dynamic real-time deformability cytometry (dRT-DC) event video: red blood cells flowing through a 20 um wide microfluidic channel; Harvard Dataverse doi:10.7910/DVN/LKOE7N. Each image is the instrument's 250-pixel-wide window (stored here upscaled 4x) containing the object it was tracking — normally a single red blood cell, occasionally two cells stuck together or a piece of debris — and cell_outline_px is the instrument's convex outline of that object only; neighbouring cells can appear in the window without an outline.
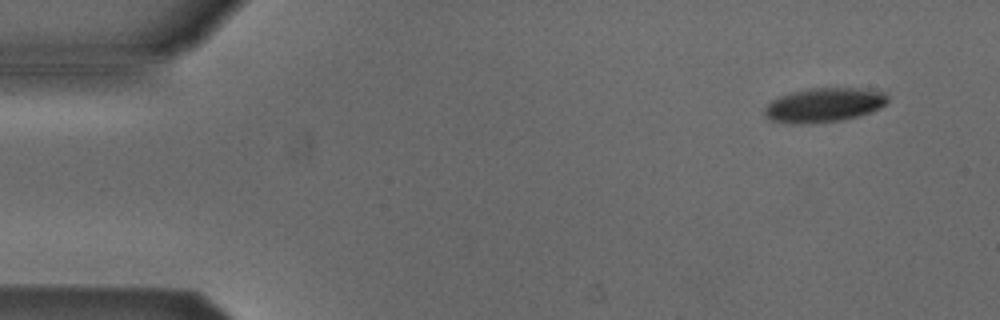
{"species": "Egyptian fruit bat (a non-hibernating species)", "species_latin": "Rousettus aegyptiacus", "temperature_condition": "cold", "stored_images_in_passage": 5, "camera_frame_rate_fps": 3000, "um_per_image_px": 0.085, "animal": {"sex": "male"}, "frame": {"image": 1, "passage_image": 1, "time_ms": 0.0, "image_size_px": [1000, 320], "cell_outline_px": [[888, 100], [880, 108], [872, 112], [840, 120], [808, 124], [792, 124], [772, 120], [764, 116], [764, 108], [772, 100], [780, 96], [792, 92], [808, 88], [860, 88], [884, 92], [888, 96]], "centroid_in_image_um": [70.03, 8.93], "position_along_channel_um": 15.0, "area_um2": 24.57}}
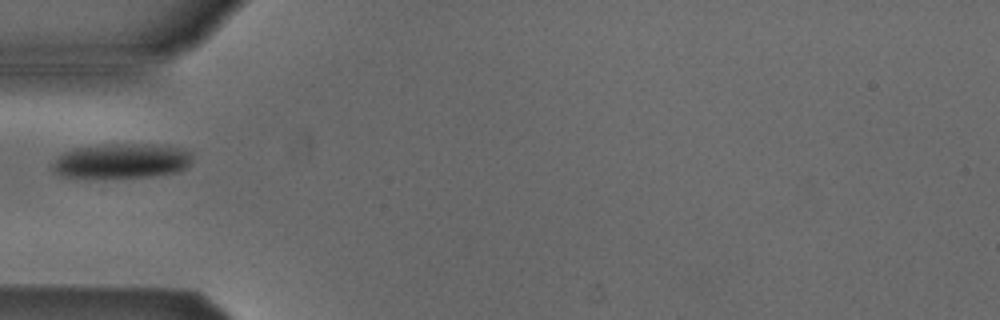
{"frame": {"image": 2, "passage_image": 4, "time_ms": 4.333, "image_size_px": [1000, 320], "cell_outline_px": [[192, 160], [180, 172], [152, 176], [100, 180], [60, 176], [52, 172], [52, 164], [56, 156], [72, 148], [100, 144], [168, 144], [184, 148], [192, 152]], "centroid_in_image_um": [10.3, 13.7], "position_along_channel_um": 74.7, "area_um2": 29.94}}